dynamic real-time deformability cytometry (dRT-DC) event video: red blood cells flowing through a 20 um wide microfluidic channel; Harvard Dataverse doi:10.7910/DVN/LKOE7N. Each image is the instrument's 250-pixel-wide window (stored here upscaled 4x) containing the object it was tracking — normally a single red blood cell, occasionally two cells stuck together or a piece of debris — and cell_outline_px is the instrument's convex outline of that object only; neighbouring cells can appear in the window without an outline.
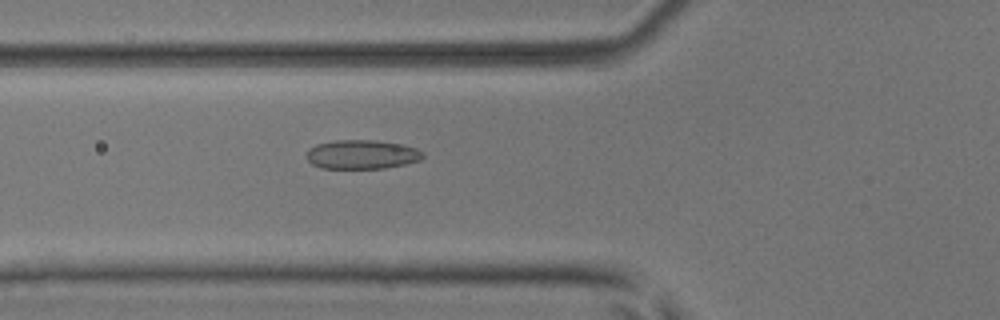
{"species": "common noctule bat (a hibernating species)", "species_latin": "Nyctalus noctula", "temperature_condition": "room temperature", "stored_images_in_passage": 54, "camera_frame_rate_fps": 3000, "um_per_image_px": 0.085, "animal": {"sex": "male", "body_mass_g": 17.9, "forearm_length_mm": 54.2}, "frame": {"image": 1, "passage_image": 20, "time_ms": 6.333, "image_size_px": [1000, 320], "cell_outline_px": [[424, 156], [420, 160], [404, 164], [384, 168], [320, 168], [312, 164], [304, 156], [308, 148], [316, 144], [336, 140], [376, 140], [404, 144], [416, 148], [424, 152]], "centroid_in_image_um": [30.74, 13.12], "position_along_channel_um": 95.1, "area_um2": 19.94}}
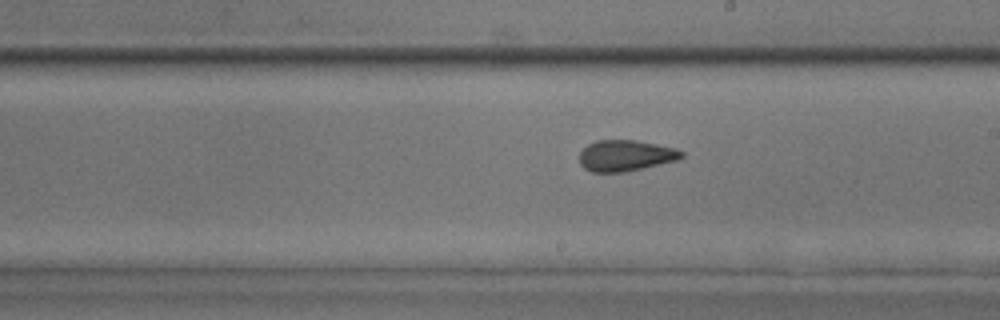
{"frame": {"image": 2, "passage_image": 31, "time_ms": 10.0, "image_size_px": [1000, 320], "cell_outline_px": [[684, 156], [676, 160], [624, 172], [592, 172], [584, 168], [580, 164], [580, 152], [588, 144], [596, 140], [636, 140], [676, 148], [684, 152]], "centroid_in_image_um": [53.16, 13.22], "position_along_channel_um": 235.8, "area_um2": 18.38}}
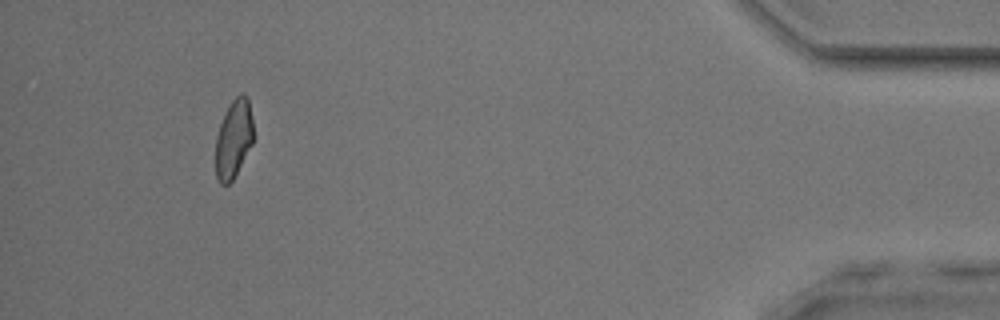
{"frame": {"image": 3, "passage_image": 50, "time_ms": 16.333, "image_size_px": [1000, 320], "cell_outline_px": [[252, 144], [232, 180], [228, 184], [220, 184], [216, 176], [216, 136], [220, 124], [232, 100], [240, 92], [244, 92], [248, 96], [252, 120]], "centroid_in_image_um": [19.86, 11.77], "position_along_channel_um": 415.3, "area_um2": 16.99}, "authors_computed_cell_mechanics": {"area_um2": 18.9873, "velocity_mm_per_s": 3.8486, "shape_relaxation_time_tau1_ms": 5.2838, "shape_relaxation_time_tau2_ms": 1.8275, "deformation_change_tau1": 0.1137, "deformation_change_tau2": 0.0797}}